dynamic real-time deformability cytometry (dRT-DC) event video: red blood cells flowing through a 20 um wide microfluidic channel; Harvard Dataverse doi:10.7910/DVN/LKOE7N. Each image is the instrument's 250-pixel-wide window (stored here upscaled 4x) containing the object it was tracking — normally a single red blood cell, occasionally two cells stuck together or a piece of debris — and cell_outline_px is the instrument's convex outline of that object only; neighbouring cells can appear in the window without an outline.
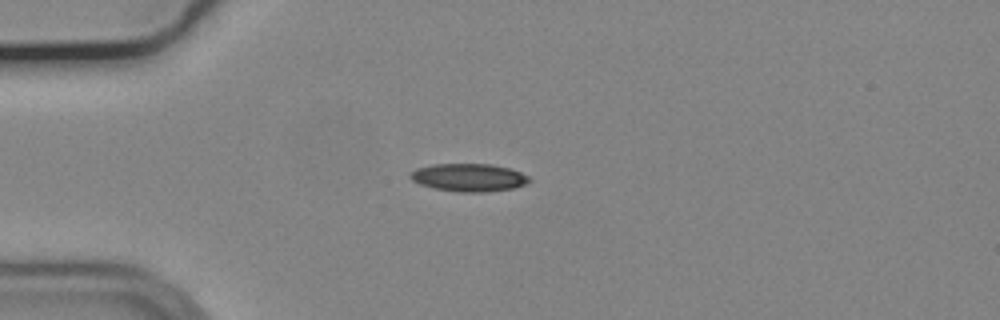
{"species": "common noctule bat (a hibernating species)", "species_latin": "Nyctalus noctula", "temperature_condition": "cold", "stored_images_in_passage": 27, "camera_frame_rate_fps": 3000, "um_per_image_px": 0.085, "animal": {"sex": "male", "body_mass_g": 19.2, "forearm_length_mm": 51.8}, "frame": {"image": 1, "passage_image": 1, "time_ms": 0.0, "image_size_px": [1000, 320], "cell_outline_px": [[532, 180], [528, 184], [512, 188], [488, 192], [460, 192], [432, 188], [420, 184], [412, 180], [408, 176], [416, 168], [432, 164], [492, 164], [512, 168], [528, 176]], "centroid_in_image_um": [39.87, 15.08], "position_along_channel_um": 45.1, "area_um2": 19.54}}
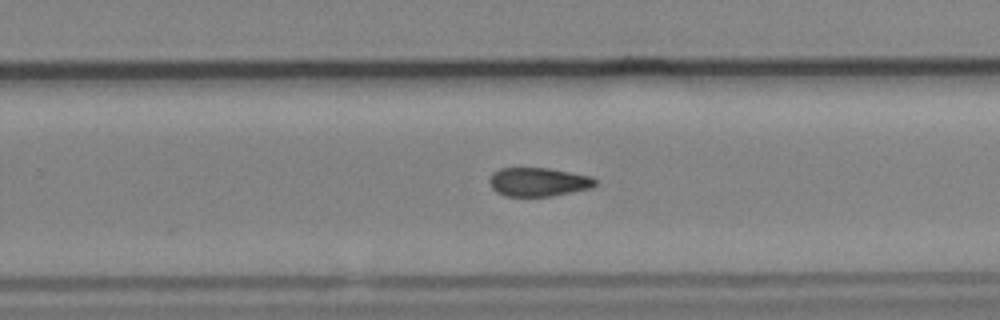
{"frame": {"image": 2, "passage_image": 22, "time_ms": 7.0, "image_size_px": [1000, 320], "cell_outline_px": [[596, 184], [592, 188], [552, 196], [504, 196], [496, 192], [492, 188], [488, 180], [492, 172], [500, 168], [548, 168], [592, 176], [596, 180]], "centroid_in_image_um": [45.74, 15.47], "position_along_channel_um": 284.1, "area_um2": 17.86}}
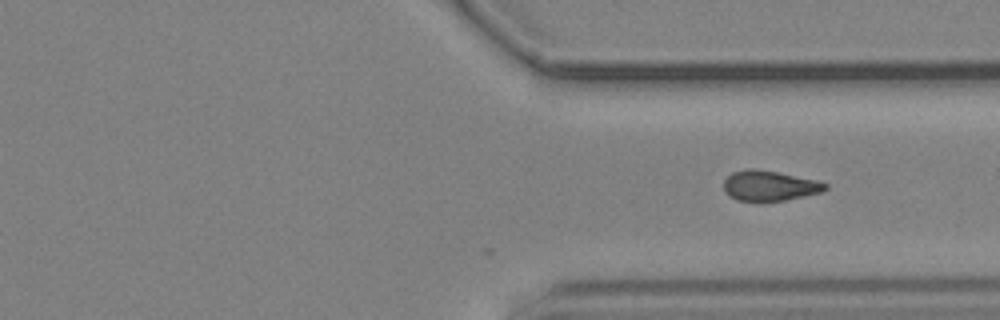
{"frame": {"image": 3, "passage_image": 27, "time_ms": 8.667, "image_size_px": [1000, 320], "cell_outline_px": [[828, 188], [820, 192], [784, 200], [760, 204], [736, 200], [728, 196], [724, 192], [724, 180], [732, 172], [748, 168], [756, 168], [816, 180], [828, 184]], "centroid_in_image_um": [65.33, 15.82], "position_along_channel_um": 346.1, "area_um2": 18.32}}